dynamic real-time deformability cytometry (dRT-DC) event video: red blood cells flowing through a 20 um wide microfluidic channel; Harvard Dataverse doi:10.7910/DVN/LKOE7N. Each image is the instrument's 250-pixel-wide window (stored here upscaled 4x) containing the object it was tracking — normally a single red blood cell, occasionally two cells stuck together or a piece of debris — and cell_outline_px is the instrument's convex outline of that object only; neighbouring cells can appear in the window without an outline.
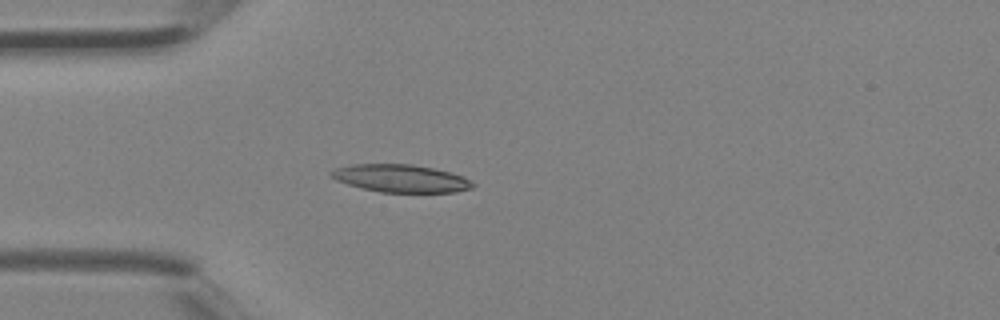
{"species": "Egyptian fruit bat (a non-hibernating species)", "species_latin": "Rousettus aegyptiacus", "temperature_condition": "room temperature", "stored_images_in_passage": 2, "camera_frame_rate_fps": 3000, "um_per_image_px": 0.085, "animal": {"sex": "female"}, "frame": {"image": 1, "passage_image": 2, "time_ms": 0.333, "image_size_px": [1000, 320], "cell_outline_px": [[476, 184], [472, 188], [456, 192], [380, 192], [360, 188], [336, 180], [328, 172], [336, 168], [352, 164], [412, 164], [432, 168], [464, 176]], "centroid_in_image_um": [34.07, 15.16], "position_along_channel_um": 50.9, "area_um2": 22.83}}